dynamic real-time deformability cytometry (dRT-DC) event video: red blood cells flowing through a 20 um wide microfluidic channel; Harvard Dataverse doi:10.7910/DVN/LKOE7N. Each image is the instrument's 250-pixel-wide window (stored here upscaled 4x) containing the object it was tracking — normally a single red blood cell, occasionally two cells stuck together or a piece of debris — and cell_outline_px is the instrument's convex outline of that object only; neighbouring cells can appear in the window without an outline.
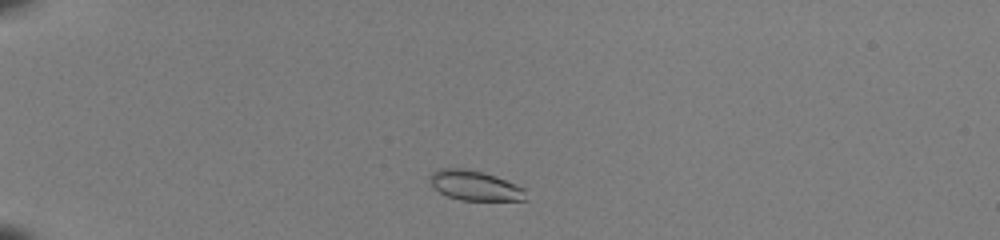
{"species": "common noctule bat (a hibernating species)", "species_latin": "Nyctalus noctula", "temperature_condition": "room temperature", "stored_images_in_passage": 41, "camera_frame_rate_fps": 3000, "um_per_image_px": 0.085, "animal": {"sex": "female", "body_mass_g": 22.0, "forearm_length_mm": 56.7}, "frame": {"image": 1, "passage_image": 4, "time_ms": 1.0, "image_size_px": [1000, 240], "cell_outline_px": [[528, 200], [460, 200], [448, 196], [440, 192], [432, 184], [432, 172], [440, 168], [464, 168], [484, 172], [496, 176], [516, 184], [524, 188]], "centroid_in_image_um": [40.42, 15.77], "position_along_channel_um": 44.6, "area_um2": 16.53}}
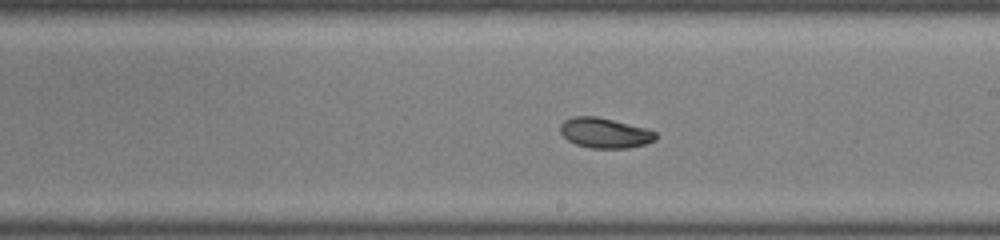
{"frame": {"image": 2, "passage_image": 22, "time_ms": 7.0, "image_size_px": [1000, 240], "cell_outline_px": [[656, 140], [644, 144], [628, 148], [592, 148], [576, 144], [568, 140], [560, 132], [560, 124], [564, 120], [572, 116], [596, 116], [648, 128], [656, 132]], "centroid_in_image_um": [51.41, 11.29], "position_along_channel_um": 237.6, "area_um2": 16.82}}
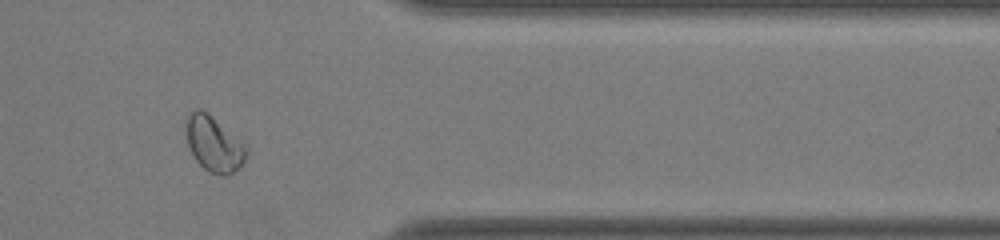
{"frame": {"image": 3, "passage_image": 34, "time_ms": 11.0, "image_size_px": [1000, 240], "cell_outline_px": [[248, 152], [244, 160], [228, 176], [220, 176], [208, 172], [196, 160], [188, 144], [184, 124], [188, 112], [196, 108], [200, 108], [240, 140], [248, 148]], "centroid_in_image_um": [18.14, 12.23], "position_along_channel_um": 393.3, "area_um2": 19.19}, "authors_computed_cell_mechanics": {"area_um2": 16.9354, "velocity_mm_per_s": 4.0589, "shape_relaxation_time_tau1_ms": 2.9154, "shape_relaxation_time_tau2_ms": 2.0184, "deformation_change_tau1": 0.1308, "deformation_change_tau2": 0.0546}}